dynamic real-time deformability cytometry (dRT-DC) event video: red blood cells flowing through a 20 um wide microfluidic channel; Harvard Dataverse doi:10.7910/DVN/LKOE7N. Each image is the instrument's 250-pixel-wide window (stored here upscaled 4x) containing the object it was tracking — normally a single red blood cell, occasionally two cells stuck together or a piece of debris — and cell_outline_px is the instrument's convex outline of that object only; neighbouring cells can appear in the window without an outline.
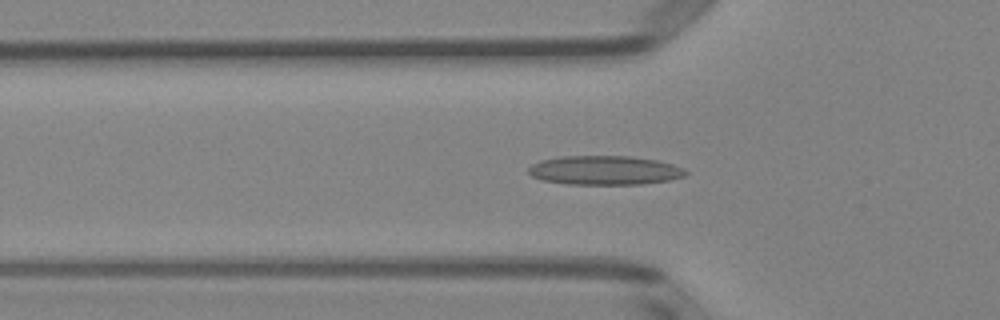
{"species": "Egyptian fruit bat (a non-hibernating species)", "species_latin": "Rousettus aegyptiacus", "temperature_condition": "room temperature", "stored_images_in_passage": 37, "camera_frame_rate_fps": 3000, "um_per_image_px": 0.085, "animal": {"sex": "female"}, "frame": {"image": 1, "passage_image": 7, "time_ms": 2.0, "image_size_px": [1000, 320], "cell_outline_px": [[688, 172], [684, 176], [668, 180], [640, 184], [568, 184], [544, 180], [532, 176], [528, 172], [528, 168], [532, 164], [540, 160], [564, 156], [628, 156], [656, 160], [672, 164], [684, 168]], "centroid_in_image_um": [51.39, 14.47], "position_along_channel_um": 74.4, "area_um2": 26.47}}
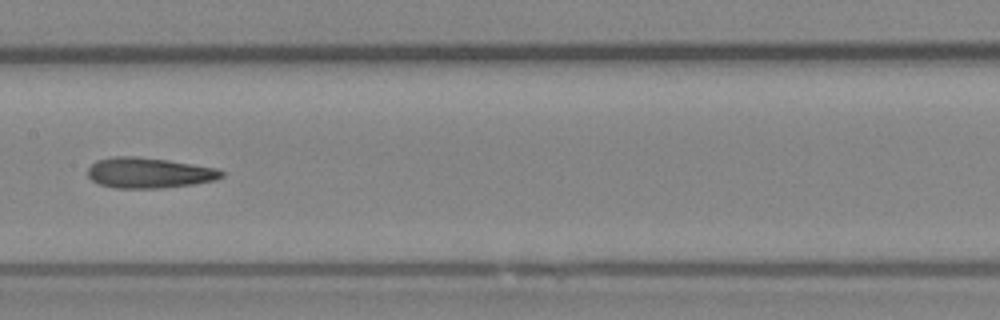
{"frame": {"image": 2, "passage_image": 16, "time_ms": 5.0, "image_size_px": [1000, 320], "cell_outline_px": [[224, 176], [216, 180], [192, 184], [160, 188], [116, 188], [100, 184], [92, 180], [88, 176], [88, 168], [96, 160], [112, 156], [136, 156], [168, 160], [216, 168], [224, 172]], "centroid_in_image_um": [12.65, 14.68], "position_along_channel_um": 194.7, "area_um2": 23.76}}
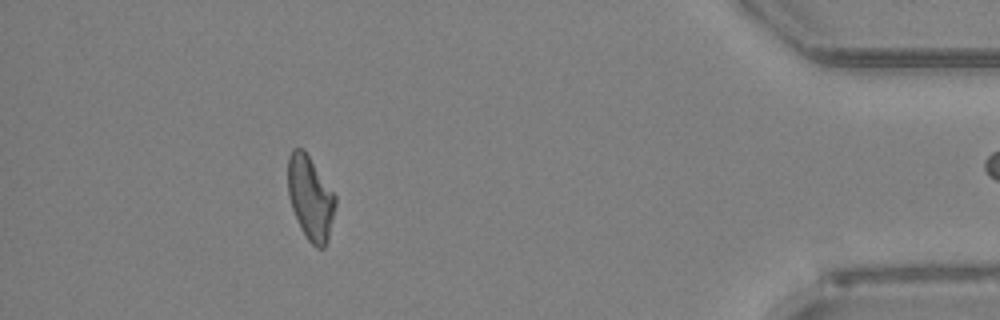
{"frame": {"image": 3, "passage_image": 36, "time_ms": 11.667, "image_size_px": [1000, 320], "cell_outline_px": [[336, 204], [328, 240], [324, 248], [316, 248], [308, 240], [300, 228], [292, 208], [288, 196], [288, 156], [292, 148], [304, 148], [336, 196]], "centroid_in_image_um": [26.38, 16.81], "position_along_channel_um": 408.8, "area_um2": 23.29}}